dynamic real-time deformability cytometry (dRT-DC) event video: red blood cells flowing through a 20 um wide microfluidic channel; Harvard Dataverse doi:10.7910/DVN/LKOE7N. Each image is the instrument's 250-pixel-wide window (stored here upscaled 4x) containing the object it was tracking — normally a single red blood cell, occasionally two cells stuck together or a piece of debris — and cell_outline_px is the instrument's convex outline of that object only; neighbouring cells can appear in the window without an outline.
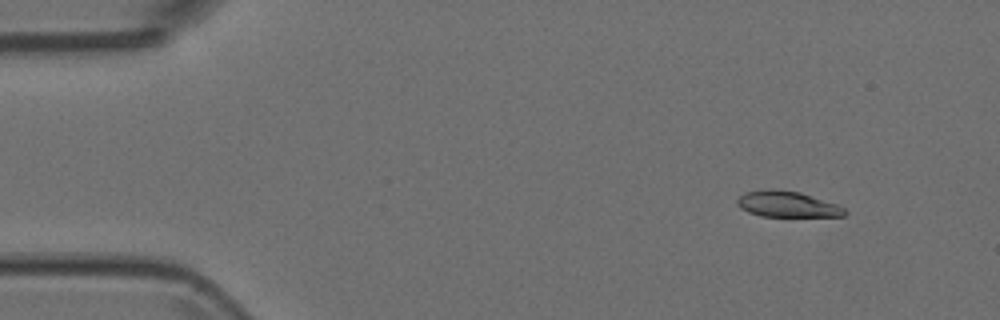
{"species": "Egyptian fruit bat (a non-hibernating species)", "species_latin": "Rousettus aegyptiacus", "temperature_condition": "room temperature", "stored_images_in_passage": 4, "camera_frame_rate_fps": 3000, "um_per_image_px": 0.085, "animal": {"sex": "female"}, "frame": {"image": 1, "passage_image": 2, "time_ms": 0.333, "image_size_px": [1000, 320], "cell_outline_px": [[848, 212], [844, 216], [760, 216], [748, 212], [740, 208], [736, 204], [736, 200], [744, 192], [768, 188], [776, 188], [800, 192], [836, 204], [844, 208]], "centroid_in_image_um": [66.87, 17.34], "position_along_channel_um": 18.1, "area_um2": 16.36}}